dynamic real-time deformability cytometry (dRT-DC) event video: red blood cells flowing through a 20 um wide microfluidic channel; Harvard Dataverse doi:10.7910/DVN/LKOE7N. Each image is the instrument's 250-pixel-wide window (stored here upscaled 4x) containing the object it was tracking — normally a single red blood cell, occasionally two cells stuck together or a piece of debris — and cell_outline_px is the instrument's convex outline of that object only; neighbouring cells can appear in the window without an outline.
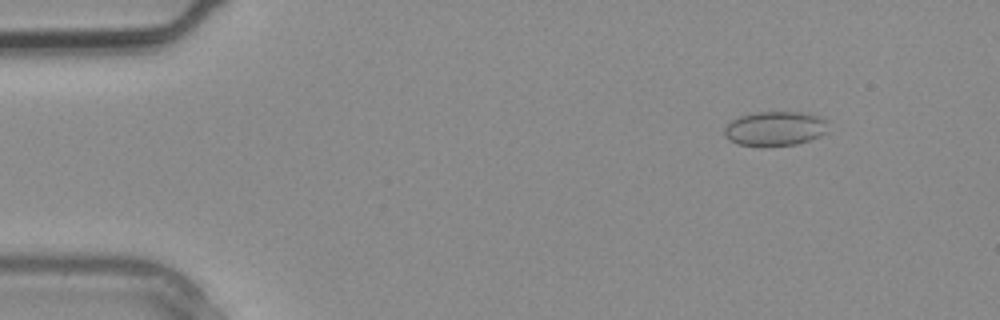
{"species": "common noctule bat (a hibernating species)", "species_latin": "Nyctalus noctula", "temperature_condition": "warm", "stored_images_in_passage": 4, "segment_of_instrument_passage": [1, 2], "camera_frame_rate_fps": 3000, "um_per_image_px": 0.085, "animal": {"sex": "male", "body_mass_g": 20.4}, "frame": {"image": 1, "passage_image": 2, "time_ms": 0.333, "image_size_px": [1000, 320], "cell_outline_px": [[828, 132], [820, 136], [796, 144], [760, 148], [740, 144], [728, 140], [724, 132], [724, 128], [732, 120], [740, 116], [756, 112], [808, 112], [824, 116], [828, 120]], "centroid_in_image_um": [65.94, 10.93], "position_along_channel_um": 19.1, "area_um2": 21.5}}